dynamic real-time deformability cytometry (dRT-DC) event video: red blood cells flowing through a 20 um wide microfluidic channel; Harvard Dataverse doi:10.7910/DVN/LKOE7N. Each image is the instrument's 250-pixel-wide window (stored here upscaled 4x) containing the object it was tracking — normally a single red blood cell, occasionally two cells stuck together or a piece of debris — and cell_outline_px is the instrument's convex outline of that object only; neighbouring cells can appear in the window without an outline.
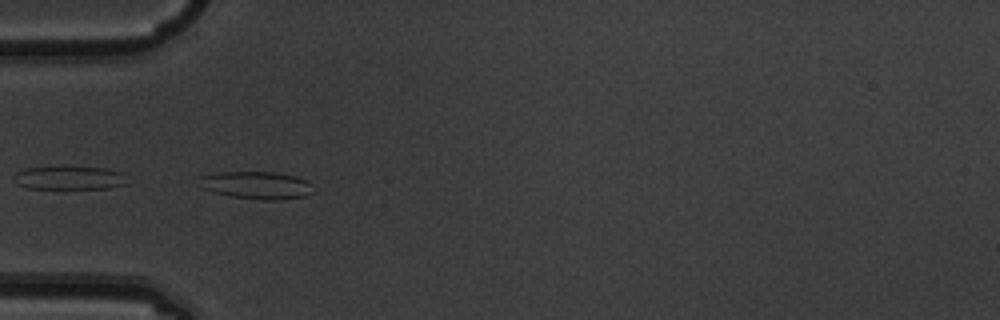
{"species": "common noctule bat (a hibernating species)", "species_latin": "Nyctalus noctula", "temperature_condition": "warm", "stored_images_in_passage": 3, "camera_frame_rate_fps": 3000, "um_per_image_px": 0.085, "animal": {"sex": "male", "body_mass_g": 19.5, "forearm_length_mm": 54.6}, "frame": {"image": 1, "passage_image": 3, "time_ms": 0.667, "image_size_px": [1000, 320], "cell_outline_px": [[312, 192], [304, 196], [280, 200], [264, 200], [232, 196], [216, 192], [204, 188], [200, 176], [220, 172], [272, 172], [296, 176], [308, 180], [312, 184]], "centroid_in_image_um": [21.9, 15.74], "position_along_channel_um": 63.1, "area_um2": 17.98}}